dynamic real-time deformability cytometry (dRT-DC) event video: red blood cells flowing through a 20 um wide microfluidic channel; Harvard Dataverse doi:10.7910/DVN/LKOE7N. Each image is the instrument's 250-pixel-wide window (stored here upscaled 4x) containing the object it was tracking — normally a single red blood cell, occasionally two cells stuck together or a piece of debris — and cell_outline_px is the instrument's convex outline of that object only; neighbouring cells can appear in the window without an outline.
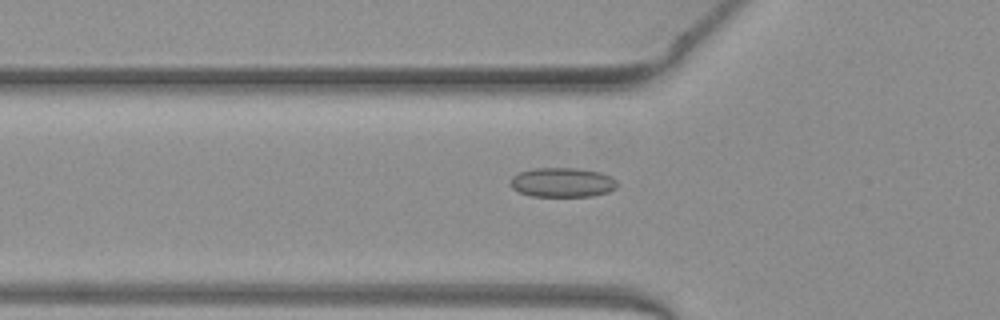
{"species": "common noctule bat (a hibernating species)", "species_latin": "Nyctalus noctula", "temperature_condition": "warm", "stored_images_in_passage": 42, "camera_frame_rate_fps": 3000, "um_per_image_px": 0.085, "animal": {"sex": "female", "body_mass_g": 19.3, "forearm_length_mm": 54.1}, "frame": {"image": 1, "passage_image": 7, "time_ms": 2.0, "image_size_px": [1000, 320], "cell_outline_px": [[620, 184], [616, 188], [608, 192], [592, 196], [532, 196], [520, 192], [512, 188], [508, 184], [512, 176], [520, 172], [532, 168], [576, 168], [600, 172], [612, 176]], "centroid_in_image_um": [47.81, 15.5], "position_along_channel_um": 78.0, "area_um2": 18.55}}
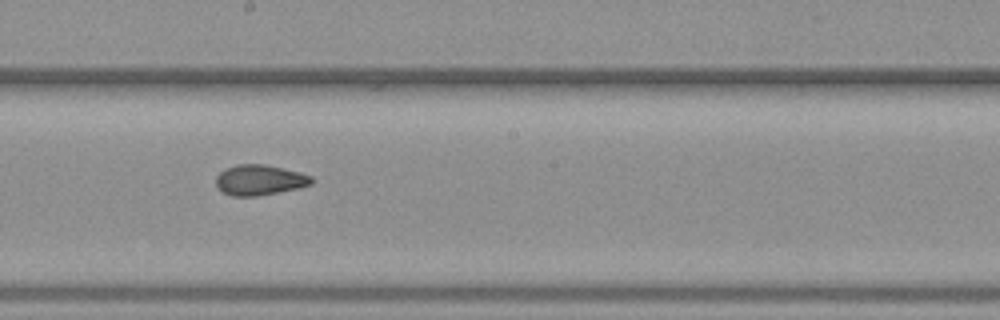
{"frame": {"image": 2, "passage_image": 18, "time_ms": 5.667, "image_size_px": [1000, 320], "cell_outline_px": [[312, 184], [300, 188], [256, 196], [232, 196], [216, 188], [216, 176], [220, 172], [236, 164], [264, 164], [300, 172], [312, 176]], "centroid_in_image_um": [22.07, 15.3], "position_along_channel_um": 226.1, "area_um2": 16.94}}
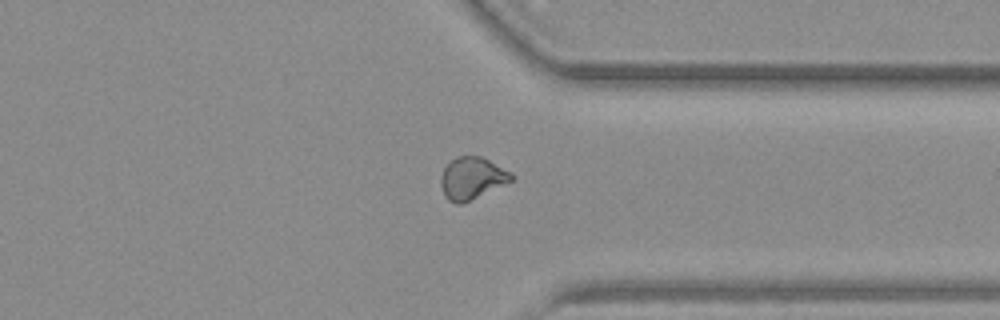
{"frame": {"image": 3, "passage_image": 29, "time_ms": 9.333, "image_size_px": [1000, 320], "cell_outline_px": [[512, 180], [460, 204], [456, 204], [448, 200], [444, 196], [440, 184], [440, 176], [444, 168], [456, 156], [480, 156], [512, 172]], "centroid_in_image_um": [40.07, 15.14], "position_along_channel_um": 371.3, "area_um2": 16.94}, "authors_computed_cell_mechanics": {"area_um2": 17.051, "velocity_mm_per_s": 4.0198, "shape_relaxation_time_tau1_ms": null, "shape_relaxation_time_tau2_ms": 1.6357, "deformation_change_tau1": null, "deformation_change_tau2": 0.0679}}